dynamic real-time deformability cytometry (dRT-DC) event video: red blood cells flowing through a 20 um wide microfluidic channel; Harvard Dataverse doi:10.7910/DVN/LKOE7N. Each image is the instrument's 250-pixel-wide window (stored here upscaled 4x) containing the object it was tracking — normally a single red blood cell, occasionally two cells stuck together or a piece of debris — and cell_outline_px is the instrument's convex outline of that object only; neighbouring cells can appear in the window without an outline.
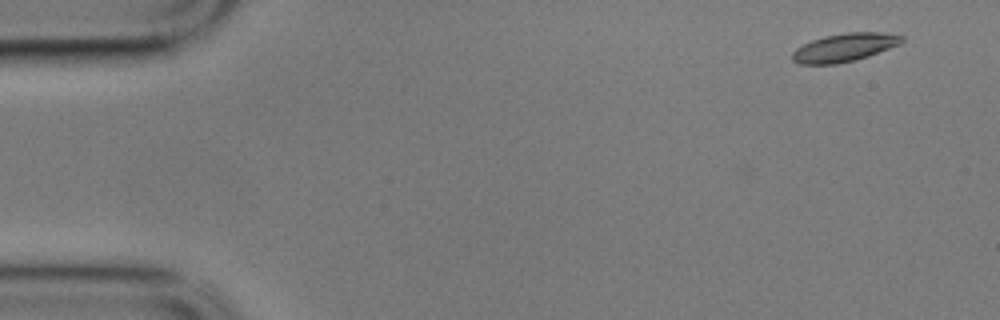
{"species": "common noctule bat (a hibernating species)", "species_latin": "Nyctalus noctula", "temperature_condition": "cold", "stored_images_in_passage": 6, "camera_frame_rate_fps": 3000, "um_per_image_px": 0.085, "animal": {"sex": "male", "body_mass_g": 17.9}, "frame": {"image": 1, "passage_image": 1, "time_ms": 0.0, "image_size_px": [1000, 320], "cell_outline_px": [[904, 40], [900, 44], [868, 56], [856, 60], [836, 64], [800, 64], [792, 60], [792, 52], [796, 48], [812, 40], [824, 36], [848, 32], [880, 32], [904, 36]], "centroid_in_image_um": [71.77, 4.04], "position_along_channel_um": 13.2, "area_um2": 17.98}}
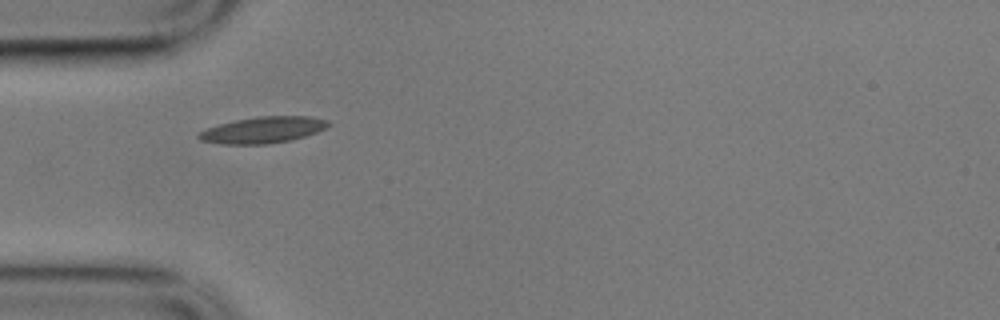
{"frame": {"image": 2, "passage_image": 5, "time_ms": 1.333, "image_size_px": [1000, 320], "cell_outline_px": [[332, 124], [316, 132], [292, 140], [268, 144], [220, 144], [200, 140], [196, 136], [200, 132], [208, 128], [220, 124], [236, 120], [260, 116], [308, 116], [328, 120]], "centroid_in_image_um": [22.36, 11.05], "position_along_channel_um": 62.6, "area_um2": 19.77}}